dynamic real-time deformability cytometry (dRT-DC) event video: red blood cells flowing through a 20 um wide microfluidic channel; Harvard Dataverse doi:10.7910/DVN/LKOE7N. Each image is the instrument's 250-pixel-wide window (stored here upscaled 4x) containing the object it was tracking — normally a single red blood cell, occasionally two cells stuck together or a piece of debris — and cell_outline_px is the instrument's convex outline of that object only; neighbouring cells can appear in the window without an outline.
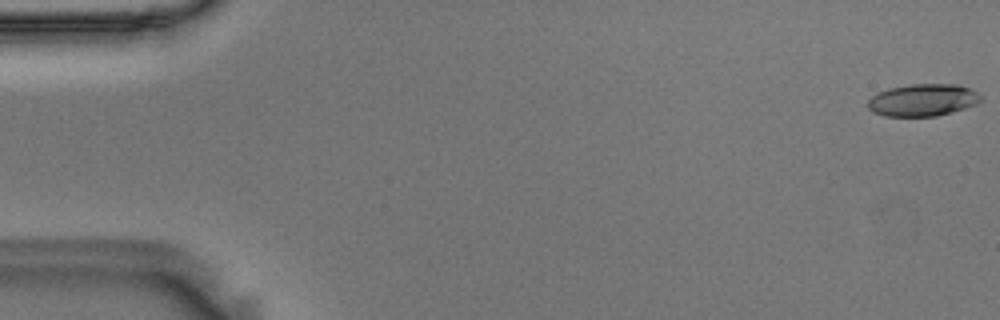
{"species": "Egyptian fruit bat (a non-hibernating species)", "species_latin": "Rousettus aegyptiacus", "temperature_condition": "room temperature", "stored_images_in_passage": 56, "camera_frame_rate_fps": 3000, "um_per_image_px": 0.085, "animal": {"sex": "male"}, "frame": {"image": 1, "passage_image": 1, "time_ms": 0.0, "image_size_px": [1000, 320], "cell_outline_px": [[980, 100], [976, 104], [964, 108], [936, 116], [884, 116], [872, 112], [868, 108], [868, 100], [876, 92], [888, 88], [908, 84], [956, 84], [968, 88], [976, 92], [980, 96]], "centroid_in_image_um": [78.37, 8.5], "position_along_channel_um": 6.6, "area_um2": 21.15}}
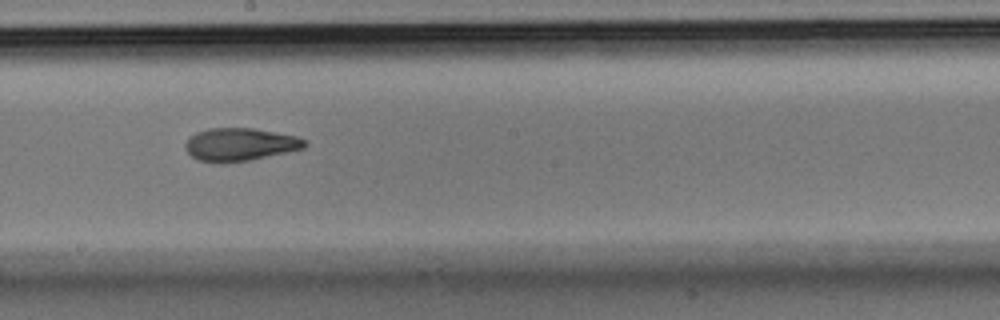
{"frame": {"image": 2, "passage_image": 31, "time_ms": 10.0, "image_size_px": [1000, 320], "cell_outline_px": [[308, 144], [304, 148], [248, 160], [224, 164], [200, 160], [192, 156], [188, 152], [184, 144], [188, 136], [196, 132], [208, 128], [252, 128], [296, 136], [308, 140]], "centroid_in_image_um": [20.37, 12.27], "position_along_channel_um": 227.8, "area_um2": 22.89}}
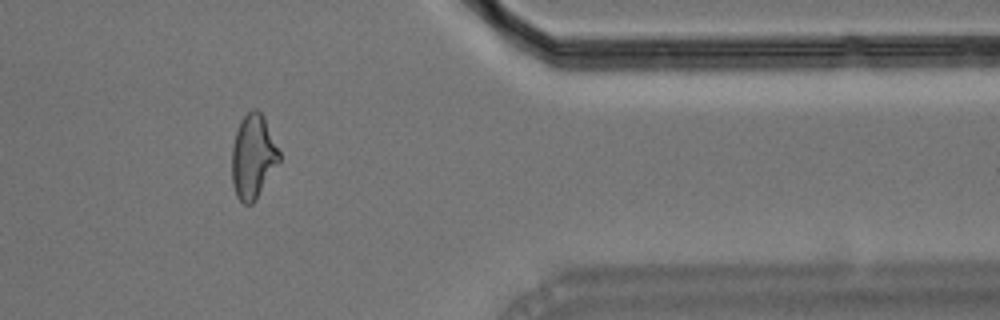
{"frame": {"image": 3, "passage_image": 46, "time_ms": 15.0, "image_size_px": [1000, 320], "cell_outline_px": [[280, 160], [256, 200], [252, 204], [244, 204], [236, 196], [232, 184], [232, 148], [236, 132], [240, 120], [252, 108], [256, 108], [264, 116], [280, 152]], "centroid_in_image_um": [21.51, 13.31], "position_along_channel_um": 389.9, "area_um2": 23.24}}